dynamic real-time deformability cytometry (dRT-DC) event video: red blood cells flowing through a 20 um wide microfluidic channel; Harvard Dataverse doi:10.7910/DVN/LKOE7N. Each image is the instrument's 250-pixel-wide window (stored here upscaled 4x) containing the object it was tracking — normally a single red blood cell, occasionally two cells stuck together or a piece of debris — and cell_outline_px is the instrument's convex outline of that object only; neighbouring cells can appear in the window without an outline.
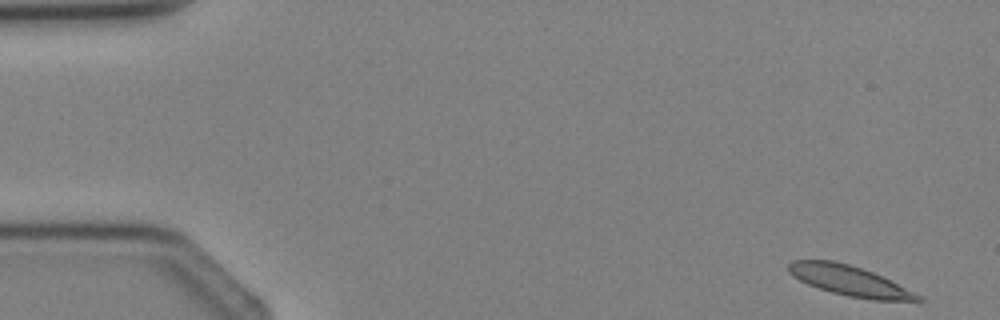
{"species": "Egyptian fruit bat (a non-hibernating species)", "species_latin": "Rousettus aegyptiacus", "temperature_condition": "cold", "stored_images_in_passage": 4, "camera_frame_rate_fps": 3000, "um_per_image_px": 0.085, "animal": {"sex": "female"}, "frame": {"image": 1, "passage_image": 1, "time_ms": 0.0, "image_size_px": [1000, 320], "cell_outline_px": [[924, 300], [872, 300], [848, 296], [832, 292], [808, 284], [800, 280], [788, 272], [788, 264], [792, 260], [832, 260], [848, 264], [872, 272], [924, 296]], "centroid_in_image_um": [72.21, 23.86], "position_along_channel_um": 12.8, "area_um2": 22.37}}